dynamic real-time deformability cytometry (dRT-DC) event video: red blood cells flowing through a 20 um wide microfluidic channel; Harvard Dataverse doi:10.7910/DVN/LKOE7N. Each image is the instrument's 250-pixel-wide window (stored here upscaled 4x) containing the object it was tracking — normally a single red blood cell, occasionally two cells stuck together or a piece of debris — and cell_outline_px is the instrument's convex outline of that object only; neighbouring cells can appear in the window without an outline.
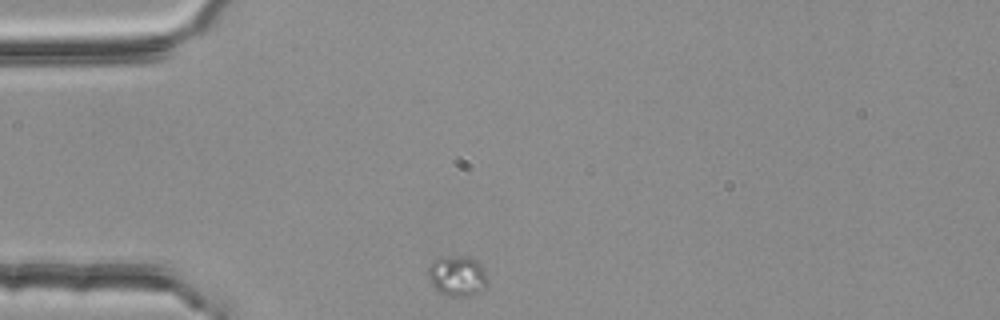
{"species": "common noctule bat (a hibernating species)", "species_latin": "Nyctalus noctula", "temperature_condition": "room temperature", "stored_images_in_passage": 32, "camera_frame_rate_fps": 3000, "um_per_image_px": 0.085, "animal": {"sex": "female", "body_mass_g": 25.1}, "frame": {"image": 1, "passage_image": 1, "time_ms": 0.0, "image_size_px": [1000, 320], "cell_outline_px": [[488, 284], [480, 292], [468, 296], [448, 296], [440, 292], [428, 280], [428, 268], [432, 260], [440, 256], [468, 256], [476, 260], [484, 268], [488, 280]], "centroid_in_image_um": [38.87, 23.43], "position_along_channel_um": 46.1, "area_um2": 14.28}}